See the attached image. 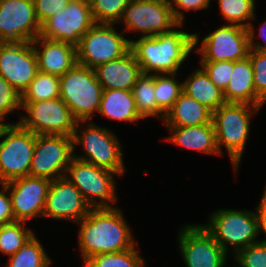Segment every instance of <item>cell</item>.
<instances>
[{"label":"cell","instance_id":"obj_10","mask_svg":"<svg viewBox=\"0 0 266 267\" xmlns=\"http://www.w3.org/2000/svg\"><path fill=\"white\" fill-rule=\"evenodd\" d=\"M114 174L73 157L64 177L75 185L91 208H112L109 202L117 201Z\"/></svg>","mask_w":266,"mask_h":267},{"label":"cell","instance_id":"obj_1","mask_svg":"<svg viewBox=\"0 0 266 267\" xmlns=\"http://www.w3.org/2000/svg\"><path fill=\"white\" fill-rule=\"evenodd\" d=\"M77 223L83 262L98 254L121 252L136 245L122 212L116 207L91 208Z\"/></svg>","mask_w":266,"mask_h":267},{"label":"cell","instance_id":"obj_15","mask_svg":"<svg viewBox=\"0 0 266 267\" xmlns=\"http://www.w3.org/2000/svg\"><path fill=\"white\" fill-rule=\"evenodd\" d=\"M38 72L32 42L0 43V75L21 95Z\"/></svg>","mask_w":266,"mask_h":267},{"label":"cell","instance_id":"obj_17","mask_svg":"<svg viewBox=\"0 0 266 267\" xmlns=\"http://www.w3.org/2000/svg\"><path fill=\"white\" fill-rule=\"evenodd\" d=\"M201 54L200 61H238L249 53L248 29L239 25H223L202 39L196 49Z\"/></svg>","mask_w":266,"mask_h":267},{"label":"cell","instance_id":"obj_25","mask_svg":"<svg viewBox=\"0 0 266 267\" xmlns=\"http://www.w3.org/2000/svg\"><path fill=\"white\" fill-rule=\"evenodd\" d=\"M98 112L118 121L133 123L143 119L138 114L132 92L128 90H103Z\"/></svg>","mask_w":266,"mask_h":267},{"label":"cell","instance_id":"obj_41","mask_svg":"<svg viewBox=\"0 0 266 267\" xmlns=\"http://www.w3.org/2000/svg\"><path fill=\"white\" fill-rule=\"evenodd\" d=\"M0 191V225L15 222L8 188L2 183Z\"/></svg>","mask_w":266,"mask_h":267},{"label":"cell","instance_id":"obj_44","mask_svg":"<svg viewBox=\"0 0 266 267\" xmlns=\"http://www.w3.org/2000/svg\"><path fill=\"white\" fill-rule=\"evenodd\" d=\"M79 1L89 6H92L93 3L95 2V0H79Z\"/></svg>","mask_w":266,"mask_h":267},{"label":"cell","instance_id":"obj_38","mask_svg":"<svg viewBox=\"0 0 266 267\" xmlns=\"http://www.w3.org/2000/svg\"><path fill=\"white\" fill-rule=\"evenodd\" d=\"M21 108V94L0 75V123L8 113Z\"/></svg>","mask_w":266,"mask_h":267},{"label":"cell","instance_id":"obj_30","mask_svg":"<svg viewBox=\"0 0 266 267\" xmlns=\"http://www.w3.org/2000/svg\"><path fill=\"white\" fill-rule=\"evenodd\" d=\"M8 267H49L51 259L35 234L12 256Z\"/></svg>","mask_w":266,"mask_h":267},{"label":"cell","instance_id":"obj_16","mask_svg":"<svg viewBox=\"0 0 266 267\" xmlns=\"http://www.w3.org/2000/svg\"><path fill=\"white\" fill-rule=\"evenodd\" d=\"M40 30L33 0H0V43L32 42Z\"/></svg>","mask_w":266,"mask_h":267},{"label":"cell","instance_id":"obj_8","mask_svg":"<svg viewBox=\"0 0 266 267\" xmlns=\"http://www.w3.org/2000/svg\"><path fill=\"white\" fill-rule=\"evenodd\" d=\"M21 108L27 112L26 115H21L18 121L24 129L36 135L73 137L77 120L60 97L38 102H21Z\"/></svg>","mask_w":266,"mask_h":267},{"label":"cell","instance_id":"obj_14","mask_svg":"<svg viewBox=\"0 0 266 267\" xmlns=\"http://www.w3.org/2000/svg\"><path fill=\"white\" fill-rule=\"evenodd\" d=\"M94 24L91 6L79 0H71L64 10L41 25L39 36L69 43L76 47L83 35Z\"/></svg>","mask_w":266,"mask_h":267},{"label":"cell","instance_id":"obj_22","mask_svg":"<svg viewBox=\"0 0 266 267\" xmlns=\"http://www.w3.org/2000/svg\"><path fill=\"white\" fill-rule=\"evenodd\" d=\"M226 103H247L262 107L265 104L257 95L253 82V67L250 58L233 62V71L223 91Z\"/></svg>","mask_w":266,"mask_h":267},{"label":"cell","instance_id":"obj_24","mask_svg":"<svg viewBox=\"0 0 266 267\" xmlns=\"http://www.w3.org/2000/svg\"><path fill=\"white\" fill-rule=\"evenodd\" d=\"M212 111L182 92L163 120L167 127L195 126L210 123Z\"/></svg>","mask_w":266,"mask_h":267},{"label":"cell","instance_id":"obj_28","mask_svg":"<svg viewBox=\"0 0 266 267\" xmlns=\"http://www.w3.org/2000/svg\"><path fill=\"white\" fill-rule=\"evenodd\" d=\"M155 75L141 74L131 89L138 114L144 119L157 117V101L155 99Z\"/></svg>","mask_w":266,"mask_h":267},{"label":"cell","instance_id":"obj_13","mask_svg":"<svg viewBox=\"0 0 266 267\" xmlns=\"http://www.w3.org/2000/svg\"><path fill=\"white\" fill-rule=\"evenodd\" d=\"M179 232V251L186 267H224L227 253L202 224H187Z\"/></svg>","mask_w":266,"mask_h":267},{"label":"cell","instance_id":"obj_3","mask_svg":"<svg viewBox=\"0 0 266 267\" xmlns=\"http://www.w3.org/2000/svg\"><path fill=\"white\" fill-rule=\"evenodd\" d=\"M259 109L261 107L247 103H225L212 112L219 153L222 154L221 145H225L235 172L239 167L245 143L249 137L251 116Z\"/></svg>","mask_w":266,"mask_h":267},{"label":"cell","instance_id":"obj_27","mask_svg":"<svg viewBox=\"0 0 266 267\" xmlns=\"http://www.w3.org/2000/svg\"><path fill=\"white\" fill-rule=\"evenodd\" d=\"M155 74V99L157 101V117L162 121L166 113L183 92V82L178 83L175 73Z\"/></svg>","mask_w":266,"mask_h":267},{"label":"cell","instance_id":"obj_23","mask_svg":"<svg viewBox=\"0 0 266 267\" xmlns=\"http://www.w3.org/2000/svg\"><path fill=\"white\" fill-rule=\"evenodd\" d=\"M172 135L169 142L202 153L219 154L213 122L184 127H168Z\"/></svg>","mask_w":266,"mask_h":267},{"label":"cell","instance_id":"obj_20","mask_svg":"<svg viewBox=\"0 0 266 267\" xmlns=\"http://www.w3.org/2000/svg\"><path fill=\"white\" fill-rule=\"evenodd\" d=\"M33 48L38 59V71L61 77L77 63L76 47L72 44L54 41L38 36ZM35 44H40L39 50Z\"/></svg>","mask_w":266,"mask_h":267},{"label":"cell","instance_id":"obj_12","mask_svg":"<svg viewBox=\"0 0 266 267\" xmlns=\"http://www.w3.org/2000/svg\"><path fill=\"white\" fill-rule=\"evenodd\" d=\"M73 137L36 135L30 175L51 181L65 176L74 155Z\"/></svg>","mask_w":266,"mask_h":267},{"label":"cell","instance_id":"obj_42","mask_svg":"<svg viewBox=\"0 0 266 267\" xmlns=\"http://www.w3.org/2000/svg\"><path fill=\"white\" fill-rule=\"evenodd\" d=\"M251 23L248 29L249 34V49L254 51H264L266 52V21L263 23V25L260 27L259 37L262 38L265 42V44H260L258 42H254L255 39V30Z\"/></svg>","mask_w":266,"mask_h":267},{"label":"cell","instance_id":"obj_5","mask_svg":"<svg viewBox=\"0 0 266 267\" xmlns=\"http://www.w3.org/2000/svg\"><path fill=\"white\" fill-rule=\"evenodd\" d=\"M209 223L204 228L213 236L220 246L228 253V245L236 254L251 244L258 243V218L256 212L219 209L212 213Z\"/></svg>","mask_w":266,"mask_h":267},{"label":"cell","instance_id":"obj_2","mask_svg":"<svg viewBox=\"0 0 266 267\" xmlns=\"http://www.w3.org/2000/svg\"><path fill=\"white\" fill-rule=\"evenodd\" d=\"M199 35L173 29L156 36L130 40V50L142 74H177V70L199 42ZM153 72V73H151Z\"/></svg>","mask_w":266,"mask_h":267},{"label":"cell","instance_id":"obj_34","mask_svg":"<svg viewBox=\"0 0 266 267\" xmlns=\"http://www.w3.org/2000/svg\"><path fill=\"white\" fill-rule=\"evenodd\" d=\"M130 0H95L91 12L96 24L120 23L124 9Z\"/></svg>","mask_w":266,"mask_h":267},{"label":"cell","instance_id":"obj_11","mask_svg":"<svg viewBox=\"0 0 266 267\" xmlns=\"http://www.w3.org/2000/svg\"><path fill=\"white\" fill-rule=\"evenodd\" d=\"M120 22L125 24V30L140 31L143 37L183 26L174 18L169 0H130Z\"/></svg>","mask_w":266,"mask_h":267},{"label":"cell","instance_id":"obj_39","mask_svg":"<svg viewBox=\"0 0 266 267\" xmlns=\"http://www.w3.org/2000/svg\"><path fill=\"white\" fill-rule=\"evenodd\" d=\"M35 15L40 26L50 17L64 10L71 0H33Z\"/></svg>","mask_w":266,"mask_h":267},{"label":"cell","instance_id":"obj_9","mask_svg":"<svg viewBox=\"0 0 266 267\" xmlns=\"http://www.w3.org/2000/svg\"><path fill=\"white\" fill-rule=\"evenodd\" d=\"M116 32L114 24H94L76 46L77 63L95 69L121 58L130 50V40Z\"/></svg>","mask_w":266,"mask_h":267},{"label":"cell","instance_id":"obj_40","mask_svg":"<svg viewBox=\"0 0 266 267\" xmlns=\"http://www.w3.org/2000/svg\"><path fill=\"white\" fill-rule=\"evenodd\" d=\"M173 1V2H172ZM211 0H169L174 18L183 24L184 14L181 9L185 10H202L207 9L210 6ZM175 4V7L174 5Z\"/></svg>","mask_w":266,"mask_h":267},{"label":"cell","instance_id":"obj_43","mask_svg":"<svg viewBox=\"0 0 266 267\" xmlns=\"http://www.w3.org/2000/svg\"><path fill=\"white\" fill-rule=\"evenodd\" d=\"M256 209V215L258 218V233L264 232V234H266V187L263 192L261 203ZM260 242L266 243V240L264 239Z\"/></svg>","mask_w":266,"mask_h":267},{"label":"cell","instance_id":"obj_26","mask_svg":"<svg viewBox=\"0 0 266 267\" xmlns=\"http://www.w3.org/2000/svg\"><path fill=\"white\" fill-rule=\"evenodd\" d=\"M183 92L205 105L212 112L224 105L223 91L209 78L201 67L183 81Z\"/></svg>","mask_w":266,"mask_h":267},{"label":"cell","instance_id":"obj_33","mask_svg":"<svg viewBox=\"0 0 266 267\" xmlns=\"http://www.w3.org/2000/svg\"><path fill=\"white\" fill-rule=\"evenodd\" d=\"M25 223L15 221L0 225V252L10 257L34 235L31 229L25 228Z\"/></svg>","mask_w":266,"mask_h":267},{"label":"cell","instance_id":"obj_7","mask_svg":"<svg viewBox=\"0 0 266 267\" xmlns=\"http://www.w3.org/2000/svg\"><path fill=\"white\" fill-rule=\"evenodd\" d=\"M0 182L30 175L36 134L18 123H6L0 127Z\"/></svg>","mask_w":266,"mask_h":267},{"label":"cell","instance_id":"obj_36","mask_svg":"<svg viewBox=\"0 0 266 267\" xmlns=\"http://www.w3.org/2000/svg\"><path fill=\"white\" fill-rule=\"evenodd\" d=\"M201 67L208 74L210 80L222 91L229 83L233 71L232 61H200Z\"/></svg>","mask_w":266,"mask_h":267},{"label":"cell","instance_id":"obj_18","mask_svg":"<svg viewBox=\"0 0 266 267\" xmlns=\"http://www.w3.org/2000/svg\"><path fill=\"white\" fill-rule=\"evenodd\" d=\"M9 191L15 221L43 217L51 180L31 175L3 183Z\"/></svg>","mask_w":266,"mask_h":267},{"label":"cell","instance_id":"obj_19","mask_svg":"<svg viewBox=\"0 0 266 267\" xmlns=\"http://www.w3.org/2000/svg\"><path fill=\"white\" fill-rule=\"evenodd\" d=\"M90 209L81 192L68 179L61 177L51 181L43 217L77 223L88 215Z\"/></svg>","mask_w":266,"mask_h":267},{"label":"cell","instance_id":"obj_4","mask_svg":"<svg viewBox=\"0 0 266 267\" xmlns=\"http://www.w3.org/2000/svg\"><path fill=\"white\" fill-rule=\"evenodd\" d=\"M102 93L94 69L87 66L76 63L60 77L59 97L69 106L77 121L92 119V113L98 112Z\"/></svg>","mask_w":266,"mask_h":267},{"label":"cell","instance_id":"obj_21","mask_svg":"<svg viewBox=\"0 0 266 267\" xmlns=\"http://www.w3.org/2000/svg\"><path fill=\"white\" fill-rule=\"evenodd\" d=\"M94 72L103 90L131 91L137 78L142 74L140 65L131 50L119 59L99 65Z\"/></svg>","mask_w":266,"mask_h":267},{"label":"cell","instance_id":"obj_29","mask_svg":"<svg viewBox=\"0 0 266 267\" xmlns=\"http://www.w3.org/2000/svg\"><path fill=\"white\" fill-rule=\"evenodd\" d=\"M60 77L38 71L21 95V102H38L59 97Z\"/></svg>","mask_w":266,"mask_h":267},{"label":"cell","instance_id":"obj_6","mask_svg":"<svg viewBox=\"0 0 266 267\" xmlns=\"http://www.w3.org/2000/svg\"><path fill=\"white\" fill-rule=\"evenodd\" d=\"M80 124L81 121H77L73 134V148L75 145L82 144L85 155L81 157L73 155V157L122 175L125 171L123 153L113 131L90 123L79 133Z\"/></svg>","mask_w":266,"mask_h":267},{"label":"cell","instance_id":"obj_31","mask_svg":"<svg viewBox=\"0 0 266 267\" xmlns=\"http://www.w3.org/2000/svg\"><path fill=\"white\" fill-rule=\"evenodd\" d=\"M135 246L115 253H102L88 258L84 267H144V259Z\"/></svg>","mask_w":266,"mask_h":267},{"label":"cell","instance_id":"obj_32","mask_svg":"<svg viewBox=\"0 0 266 267\" xmlns=\"http://www.w3.org/2000/svg\"><path fill=\"white\" fill-rule=\"evenodd\" d=\"M220 12L229 25H239L248 28L250 20H254L255 0H218ZM249 21V22H248Z\"/></svg>","mask_w":266,"mask_h":267},{"label":"cell","instance_id":"obj_37","mask_svg":"<svg viewBox=\"0 0 266 267\" xmlns=\"http://www.w3.org/2000/svg\"><path fill=\"white\" fill-rule=\"evenodd\" d=\"M234 258L241 265L238 267H266V243L251 244L234 254Z\"/></svg>","mask_w":266,"mask_h":267},{"label":"cell","instance_id":"obj_35","mask_svg":"<svg viewBox=\"0 0 266 267\" xmlns=\"http://www.w3.org/2000/svg\"><path fill=\"white\" fill-rule=\"evenodd\" d=\"M253 67V82L256 95L265 103L266 102V52L249 50Z\"/></svg>","mask_w":266,"mask_h":267}]
</instances>
